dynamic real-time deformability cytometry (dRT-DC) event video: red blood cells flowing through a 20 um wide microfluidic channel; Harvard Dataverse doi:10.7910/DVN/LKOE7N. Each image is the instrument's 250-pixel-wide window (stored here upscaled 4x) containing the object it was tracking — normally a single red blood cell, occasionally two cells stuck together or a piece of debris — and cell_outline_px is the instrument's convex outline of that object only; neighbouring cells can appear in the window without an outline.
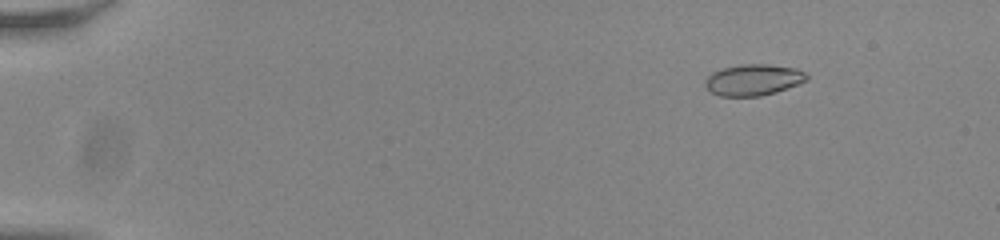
{"species": "common noctule bat (a hibernating species)", "species_latin": "Nyctalus noctula", "temperature_condition": "room temperature", "stored_images_in_passage": 49, "camera_frame_rate_fps": 3000, "um_per_image_px": 0.085, "animal": {"sex": "male", "body_mass_g": 20.0, "forearm_length_mm": 53.3}, "frame": {"image": 1, "passage_image": 1, "time_ms": 0.0, "image_size_px": [1000, 240], "cell_outline_px": [[808, 80], [800, 84], [776, 92], [760, 96], [720, 96], [712, 92], [704, 84], [704, 80], [712, 72], [724, 68], [740, 64], [768, 64], [796, 68], [804, 72], [808, 76]], "centroid_in_image_um": [64.06, 6.78], "position_along_channel_um": 20.9, "area_um2": 18.55}}
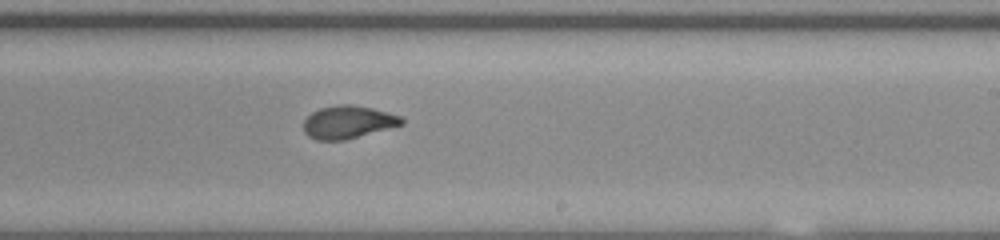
{"frame": {"image": 2, "passage_image": 29, "time_ms": 9.333, "image_size_px": [1000, 240], "cell_outline_px": [[404, 124], [344, 140], [316, 140], [308, 136], [304, 132], [304, 120], [312, 112], [320, 108], [340, 104], [352, 104], [372, 108], [400, 116], [404, 120]], "centroid_in_image_um": [29.56, 10.37], "position_along_channel_um": 259.4, "area_um2": 18.61}}
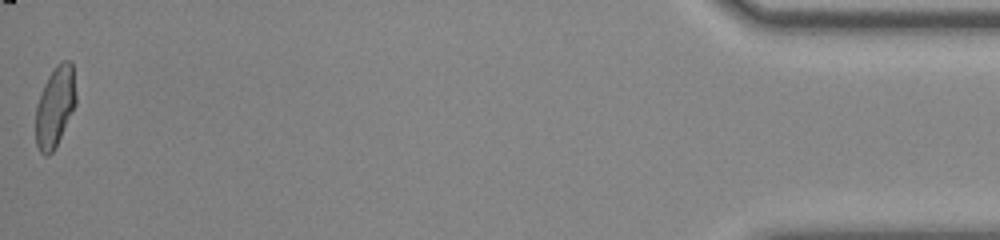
{"frame": {"image": 3, "passage_image": 49, "time_ms": 16.0, "image_size_px": [1000, 240], "cell_outline_px": [[76, 104], [52, 152], [48, 156], [44, 156], [40, 152], [36, 144], [36, 108], [40, 92], [48, 76], [56, 64], [64, 60], [72, 60], [76, 96]], "centroid_in_image_um": [4.67, 9.03], "position_along_channel_um": 430.5, "area_um2": 18.79}, "authors_computed_cell_mechanics": {"area_um2": 19.074, "velocity_mm_per_s": 3.8343, "shape_relaxation_time_tau1_ms": 4.8898, "shape_relaxation_time_tau2_ms": 1.1453, "deformation_change_tau1": 0.2055, "deformation_change_tau2": 0.0569}}